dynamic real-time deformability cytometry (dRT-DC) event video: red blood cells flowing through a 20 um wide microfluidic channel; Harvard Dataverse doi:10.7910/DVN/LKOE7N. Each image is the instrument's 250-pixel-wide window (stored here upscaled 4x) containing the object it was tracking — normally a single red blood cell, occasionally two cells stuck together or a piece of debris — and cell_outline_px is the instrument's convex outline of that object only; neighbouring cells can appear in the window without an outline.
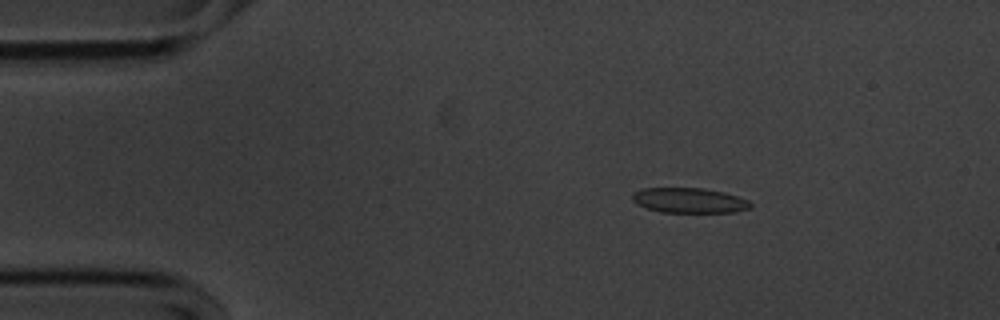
{"species": "common noctule bat (a hibernating species)", "species_latin": "Nyctalus noctula", "temperature_condition": "cold", "stored_images_in_passage": 54, "camera_frame_rate_fps": 3000, "um_per_image_px": 0.085, "animal": {"sex": "male", "body_mass_g": 20.1, "forearm_length_mm": 53.5}, "frame": {"image": 1, "passage_image": 8, "time_ms": 2.333, "image_size_px": [1000, 320], "cell_outline_px": [[752, 208], [736, 212], [660, 212], [636, 204], [632, 200], [632, 192], [644, 188], [704, 188], [724, 192], [748, 200], [752, 204]], "centroid_in_image_um": [58.59, 17.03], "position_along_channel_um": 26.4, "area_um2": 17.34}}
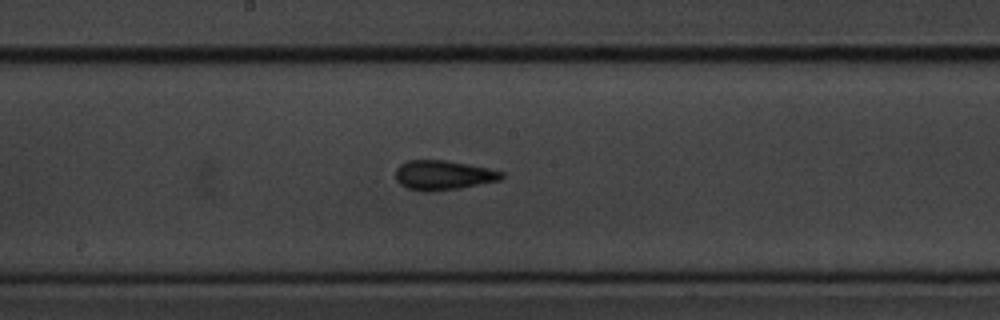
{"frame": {"image": 2, "passage_image": 28, "time_ms": 9.0, "image_size_px": [1000, 320], "cell_outline_px": [[504, 176], [500, 180], [460, 188], [428, 192], [424, 192], [408, 188], [400, 184], [396, 180], [396, 168], [400, 164], [408, 160], [444, 160], [488, 168], [504, 172]], "centroid_in_image_um": [37.66, 14.89], "position_along_channel_um": 210.5, "area_um2": 18.21}}
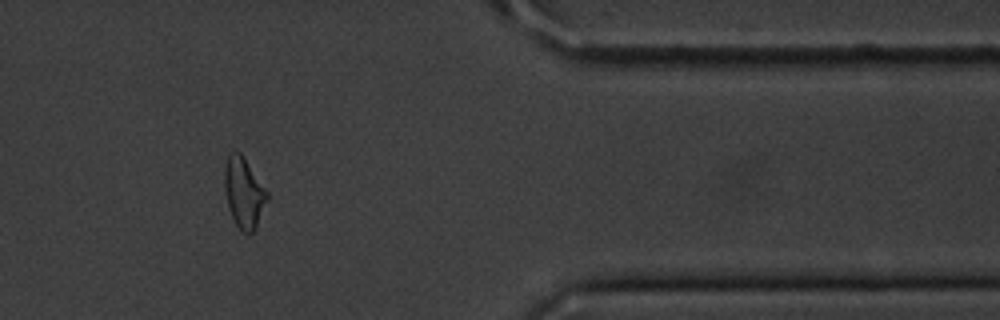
{"frame": {"image": 3, "passage_image": 45, "time_ms": 14.667, "image_size_px": [1000, 320], "cell_outline_px": [[268, 200], [252, 232], [244, 232], [236, 224], [228, 208], [224, 188], [224, 168], [228, 152], [240, 152], [268, 192]], "centroid_in_image_um": [20.7, 16.33], "position_along_channel_um": 390.7, "area_um2": 17.17}, "authors_computed_cell_mechanics": {"area_um2": 17.8024, "velocity_mm_per_s": 3.5905, "shape_relaxation_time_tau1_ms": 3.4844, "shape_relaxation_time_tau2_ms": 1.7803, "deformation_change_tau1": 0.112, "deformation_change_tau2": 0.089}}